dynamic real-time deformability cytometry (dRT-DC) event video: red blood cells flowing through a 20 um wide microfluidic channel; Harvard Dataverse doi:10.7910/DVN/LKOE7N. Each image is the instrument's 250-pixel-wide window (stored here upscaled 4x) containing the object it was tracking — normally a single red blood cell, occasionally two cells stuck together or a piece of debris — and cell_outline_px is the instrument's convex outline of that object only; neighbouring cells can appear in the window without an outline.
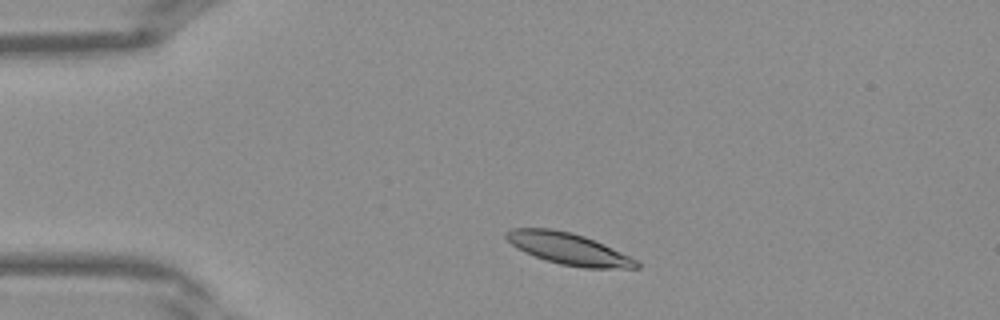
{"species": "Egyptian fruit bat (a non-hibernating species)", "species_latin": "Rousettus aegyptiacus", "temperature_condition": "warm", "stored_images_in_passage": 33, "camera_frame_rate_fps": 3000, "um_per_image_px": 0.085, "frame": {"image": 1, "passage_image": 1, "time_ms": 0.0, "image_size_px": [1000, 320], "cell_outline_px": [[640, 268], [584, 268], [560, 264], [524, 252], [516, 248], [504, 236], [504, 232], [512, 228], [552, 228], [572, 232], [584, 236], [604, 244], [636, 260], [640, 264]], "centroid_in_image_um": [48.29, 21.13], "position_along_channel_um": 36.7, "area_um2": 23.87}}
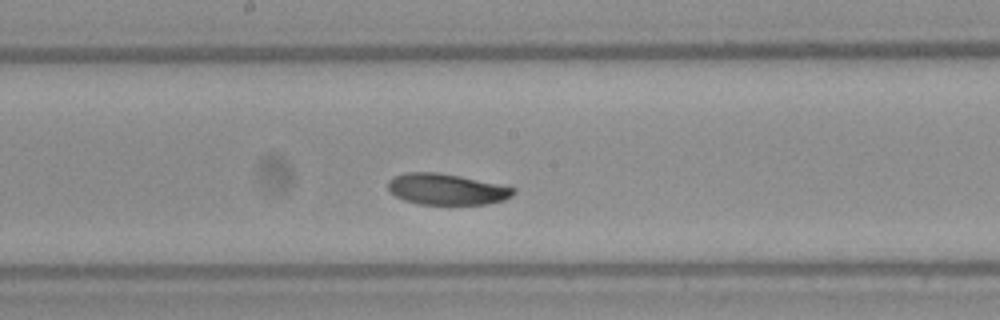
{"frame": {"image": 2, "passage_image": 14, "time_ms": 4.333, "image_size_px": [1000, 320], "cell_outline_px": [[516, 192], [512, 196], [504, 200], [488, 204], [420, 204], [404, 200], [396, 196], [388, 188], [388, 180], [396, 176], [408, 172], [436, 172], [460, 176], [516, 188]], "centroid_in_image_um": [37.98, 16.09], "position_along_channel_um": 210.2, "area_um2": 22.54}}
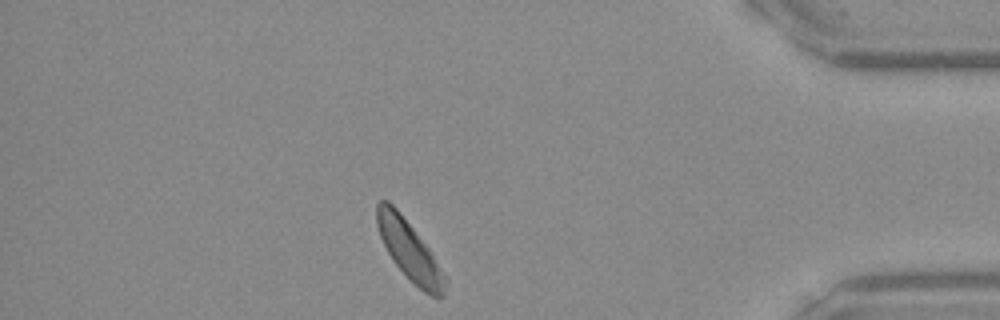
{"frame": {"image": 3, "passage_image": 28, "time_ms": 9.0, "image_size_px": [1000, 320], "cell_outline_px": [[448, 284], [444, 296], [432, 296], [424, 292], [408, 280], [392, 260], [380, 236], [376, 224], [376, 204], [380, 200], [388, 200], [396, 208], [428, 248], [448, 280]], "centroid_in_image_um": [34.79, 21.33], "position_along_channel_um": 400.4, "area_um2": 23.41}}